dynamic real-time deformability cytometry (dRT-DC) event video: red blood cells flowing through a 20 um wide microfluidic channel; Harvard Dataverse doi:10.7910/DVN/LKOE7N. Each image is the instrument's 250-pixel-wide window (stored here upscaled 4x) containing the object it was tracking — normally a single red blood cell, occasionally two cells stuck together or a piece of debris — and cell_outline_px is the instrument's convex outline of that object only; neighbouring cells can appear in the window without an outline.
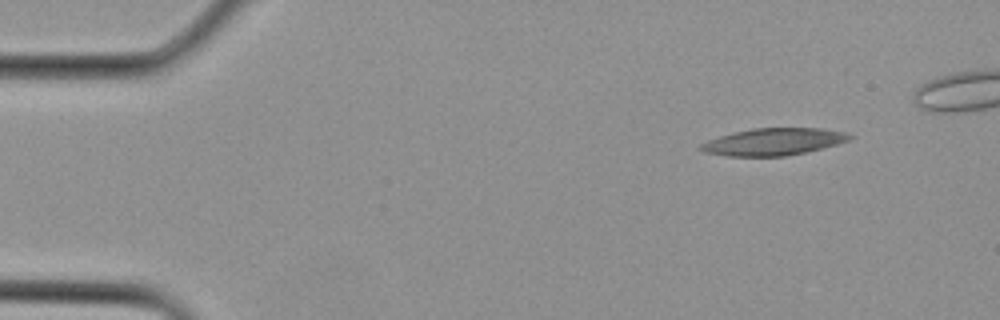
{"species": "Egyptian fruit bat (a non-hibernating species)", "species_latin": "Rousettus aegyptiacus", "temperature_condition": "cold", "stored_images_in_passage": 3, "camera_frame_rate_fps": 3000, "um_per_image_px": 0.085, "animal": {"sex": "female"}, "frame": {"image": 1, "passage_image": 3, "time_ms": 0.667, "image_size_px": [1000, 320], "cell_outline_px": [[852, 136], [848, 140], [836, 144], [804, 152], [784, 156], [728, 156], [704, 152], [700, 148], [700, 144], [708, 140], [720, 136], [752, 128], [820, 128], [844, 132]], "centroid_in_image_um": [65.71, 12.04], "position_along_channel_um": 19.3, "area_um2": 23.06}}